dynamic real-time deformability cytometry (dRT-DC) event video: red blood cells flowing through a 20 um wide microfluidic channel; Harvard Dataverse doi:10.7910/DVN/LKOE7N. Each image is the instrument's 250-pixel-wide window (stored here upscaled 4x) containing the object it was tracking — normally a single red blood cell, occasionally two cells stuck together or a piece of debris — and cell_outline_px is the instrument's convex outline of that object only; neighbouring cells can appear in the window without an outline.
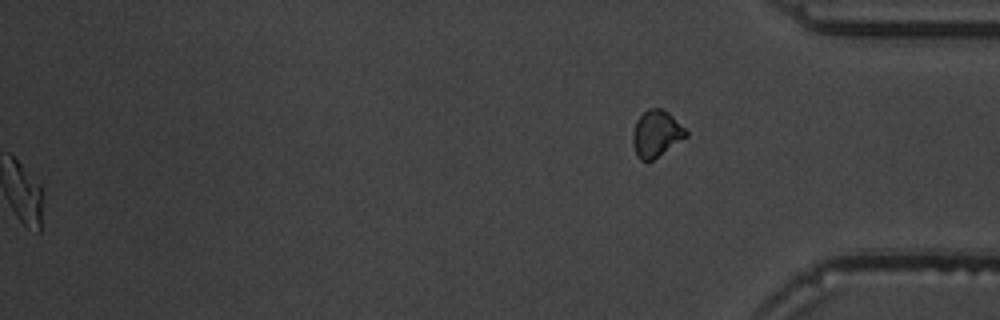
{"species": "common noctule bat (a hibernating species)", "species_latin": "Nyctalus noctula", "temperature_condition": "warm", "stored_images_in_passage": 41, "segment_of_instrument_passage": [2, 2], "camera_frame_rate_fps": 3000, "um_per_image_px": 0.085, "animal": {"sex": "male", "body_mass_g": 19.5, "forearm_length_mm": 54.6}, "frame": {"image": 1, "passage_image": 41, "time_ms": 13.333, "image_size_px": [1000, 320], "cell_outline_px": [[688, 136], [652, 160], [640, 160], [636, 156], [632, 144], [632, 132], [636, 120], [648, 108], [660, 108], [668, 112], [688, 132]], "centroid_in_image_um": [55.75, 11.36], "position_along_channel_um": 379.4, "area_um2": 14.39}}